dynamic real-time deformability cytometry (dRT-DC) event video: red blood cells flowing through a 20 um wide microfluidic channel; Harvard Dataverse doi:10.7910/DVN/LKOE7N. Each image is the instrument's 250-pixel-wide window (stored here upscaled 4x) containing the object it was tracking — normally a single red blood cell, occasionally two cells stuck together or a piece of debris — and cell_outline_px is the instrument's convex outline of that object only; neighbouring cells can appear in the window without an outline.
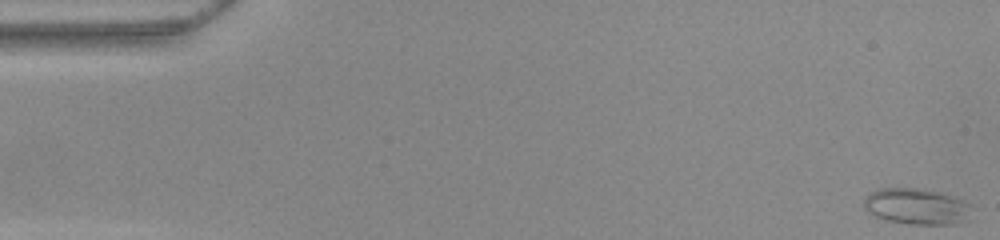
{"species": "common noctule bat (a hibernating species)", "species_latin": "Nyctalus noctula", "temperature_condition": "warm", "stored_images_in_passage": 52, "camera_frame_rate_fps": 3000, "um_per_image_px": 0.085, "animal": {"sex": "female", "body_mass_g": 22.0, "forearm_length_mm": 56.7}, "frame": {"image": 1, "passage_image": 1, "time_ms": 0.0, "image_size_px": [1000, 240], "cell_outline_px": [[976, 220], [956, 224], [908, 224], [884, 220], [872, 216], [864, 208], [864, 196], [868, 192], [876, 188], [924, 188], [940, 192], [964, 200], [968, 204]], "centroid_in_image_um": [77.94, 17.56], "position_along_channel_um": 7.1, "area_um2": 23.58}}
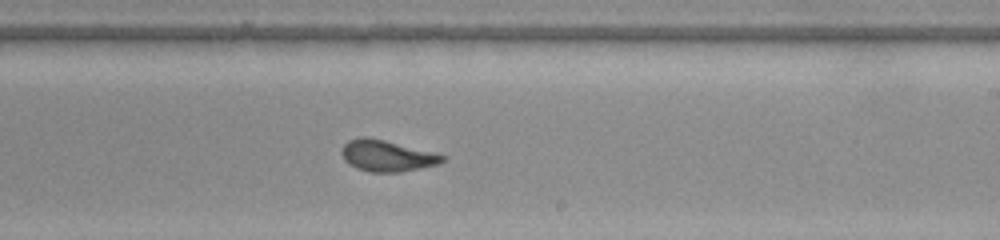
{"frame": {"image": 2, "passage_image": 31, "time_ms": 10.0, "image_size_px": [1000, 240], "cell_outline_px": [[448, 156], [444, 160], [436, 164], [400, 172], [368, 172], [356, 168], [348, 164], [344, 160], [340, 152], [344, 144], [348, 140], [364, 136], [384, 140]], "centroid_in_image_um": [32.83, 13.24], "position_along_channel_um": 256.2, "area_um2": 18.21}}
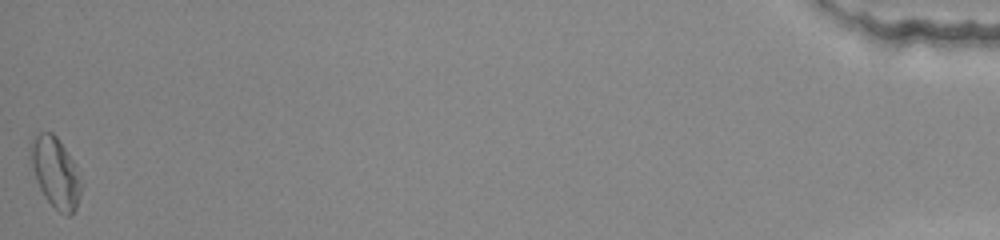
{"frame": {"image": 3, "passage_image": 52, "time_ms": 17.0, "image_size_px": [1000, 240], "cell_outline_px": [[84, 184], [76, 208], [72, 216], [68, 216], [60, 212], [44, 196], [36, 180], [32, 164], [32, 144], [36, 136], [40, 132], [52, 132], [56, 136], [76, 164]], "centroid_in_image_um": [4.8, 14.71], "position_along_channel_um": 430.4, "area_um2": 20.52}, "authors_computed_cell_mechanics": {"area_um2": 18.6694, "velocity_mm_per_s": 3.9391, "shape_relaxation_time_tau1_ms": 3.4773, "shape_relaxation_time_tau2_ms": 1.1321, "deformation_change_tau1": 0.146, "deformation_change_tau2": 0.0828}}